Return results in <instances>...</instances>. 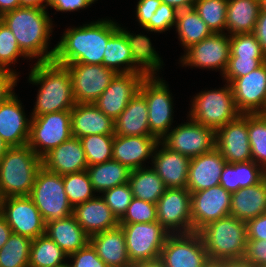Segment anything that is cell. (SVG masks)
Instances as JSON below:
<instances>
[{"label":"cell","instance_id":"cell-1","mask_svg":"<svg viewBox=\"0 0 266 267\" xmlns=\"http://www.w3.org/2000/svg\"><path fill=\"white\" fill-rule=\"evenodd\" d=\"M119 29L111 19H100L80 27L68 28L56 44L53 61L103 65L104 50L109 38Z\"/></svg>","mask_w":266,"mask_h":267},{"label":"cell","instance_id":"cell-2","mask_svg":"<svg viewBox=\"0 0 266 267\" xmlns=\"http://www.w3.org/2000/svg\"><path fill=\"white\" fill-rule=\"evenodd\" d=\"M1 18L28 59L37 58L38 63L53 61L56 46L47 50L53 23L46 9L19 7Z\"/></svg>","mask_w":266,"mask_h":267},{"label":"cell","instance_id":"cell-3","mask_svg":"<svg viewBox=\"0 0 266 267\" xmlns=\"http://www.w3.org/2000/svg\"><path fill=\"white\" fill-rule=\"evenodd\" d=\"M29 83L40 85L30 117L46 113L71 111L76 102L68 69L54 61L36 62L29 74Z\"/></svg>","mask_w":266,"mask_h":267},{"label":"cell","instance_id":"cell-4","mask_svg":"<svg viewBox=\"0 0 266 267\" xmlns=\"http://www.w3.org/2000/svg\"><path fill=\"white\" fill-rule=\"evenodd\" d=\"M41 167V158L28 145L10 147L0 159L3 197L29 196Z\"/></svg>","mask_w":266,"mask_h":267},{"label":"cell","instance_id":"cell-5","mask_svg":"<svg viewBox=\"0 0 266 267\" xmlns=\"http://www.w3.org/2000/svg\"><path fill=\"white\" fill-rule=\"evenodd\" d=\"M210 261L241 259L246 252V222L232 215L218 219L198 232Z\"/></svg>","mask_w":266,"mask_h":267},{"label":"cell","instance_id":"cell-6","mask_svg":"<svg viewBox=\"0 0 266 267\" xmlns=\"http://www.w3.org/2000/svg\"><path fill=\"white\" fill-rule=\"evenodd\" d=\"M224 88L201 91L191 103L189 119L217 132L223 125L236 119L241 113L237 110L231 85Z\"/></svg>","mask_w":266,"mask_h":267},{"label":"cell","instance_id":"cell-7","mask_svg":"<svg viewBox=\"0 0 266 267\" xmlns=\"http://www.w3.org/2000/svg\"><path fill=\"white\" fill-rule=\"evenodd\" d=\"M28 197L38 208L45 224L73 214V208L65 193L62 175L49 172L43 167L38 171Z\"/></svg>","mask_w":266,"mask_h":267},{"label":"cell","instance_id":"cell-8","mask_svg":"<svg viewBox=\"0 0 266 267\" xmlns=\"http://www.w3.org/2000/svg\"><path fill=\"white\" fill-rule=\"evenodd\" d=\"M71 137L70 111L52 112L31 117L28 146L40 158Z\"/></svg>","mask_w":266,"mask_h":267},{"label":"cell","instance_id":"cell-9","mask_svg":"<svg viewBox=\"0 0 266 267\" xmlns=\"http://www.w3.org/2000/svg\"><path fill=\"white\" fill-rule=\"evenodd\" d=\"M119 225L123 229L131 265L159 259L170 233L158 221Z\"/></svg>","mask_w":266,"mask_h":267},{"label":"cell","instance_id":"cell-10","mask_svg":"<svg viewBox=\"0 0 266 267\" xmlns=\"http://www.w3.org/2000/svg\"><path fill=\"white\" fill-rule=\"evenodd\" d=\"M163 81L156 75L145 77L139 89L148 106L150 132L159 141L171 130L174 113L172 95Z\"/></svg>","mask_w":266,"mask_h":267},{"label":"cell","instance_id":"cell-11","mask_svg":"<svg viewBox=\"0 0 266 267\" xmlns=\"http://www.w3.org/2000/svg\"><path fill=\"white\" fill-rule=\"evenodd\" d=\"M159 259L164 267H205L210 262L198 232L169 234Z\"/></svg>","mask_w":266,"mask_h":267},{"label":"cell","instance_id":"cell-12","mask_svg":"<svg viewBox=\"0 0 266 267\" xmlns=\"http://www.w3.org/2000/svg\"><path fill=\"white\" fill-rule=\"evenodd\" d=\"M70 74L76 103L93 104L117 74L100 64L70 63L64 65Z\"/></svg>","mask_w":266,"mask_h":267},{"label":"cell","instance_id":"cell-13","mask_svg":"<svg viewBox=\"0 0 266 267\" xmlns=\"http://www.w3.org/2000/svg\"><path fill=\"white\" fill-rule=\"evenodd\" d=\"M170 130L161 142L170 150L194 158L216 147V132L192 119Z\"/></svg>","mask_w":266,"mask_h":267},{"label":"cell","instance_id":"cell-14","mask_svg":"<svg viewBox=\"0 0 266 267\" xmlns=\"http://www.w3.org/2000/svg\"><path fill=\"white\" fill-rule=\"evenodd\" d=\"M158 222L170 233H190L191 193L187 188H166L156 204Z\"/></svg>","mask_w":266,"mask_h":267},{"label":"cell","instance_id":"cell-15","mask_svg":"<svg viewBox=\"0 0 266 267\" xmlns=\"http://www.w3.org/2000/svg\"><path fill=\"white\" fill-rule=\"evenodd\" d=\"M228 33H212L199 43L184 50L180 62L184 66L220 69L225 73L230 56V35Z\"/></svg>","mask_w":266,"mask_h":267},{"label":"cell","instance_id":"cell-16","mask_svg":"<svg viewBox=\"0 0 266 267\" xmlns=\"http://www.w3.org/2000/svg\"><path fill=\"white\" fill-rule=\"evenodd\" d=\"M231 193L221 185L191 193L193 232L207 224L230 215Z\"/></svg>","mask_w":266,"mask_h":267},{"label":"cell","instance_id":"cell-17","mask_svg":"<svg viewBox=\"0 0 266 267\" xmlns=\"http://www.w3.org/2000/svg\"><path fill=\"white\" fill-rule=\"evenodd\" d=\"M12 233L35 239L45 234L46 224L28 196L4 198L2 213Z\"/></svg>","mask_w":266,"mask_h":267},{"label":"cell","instance_id":"cell-18","mask_svg":"<svg viewBox=\"0 0 266 267\" xmlns=\"http://www.w3.org/2000/svg\"><path fill=\"white\" fill-rule=\"evenodd\" d=\"M235 106L241 114H266V62L230 83Z\"/></svg>","mask_w":266,"mask_h":267},{"label":"cell","instance_id":"cell-19","mask_svg":"<svg viewBox=\"0 0 266 267\" xmlns=\"http://www.w3.org/2000/svg\"><path fill=\"white\" fill-rule=\"evenodd\" d=\"M144 78L141 73H117L93 104L115 121L129 101L138 94Z\"/></svg>","mask_w":266,"mask_h":267},{"label":"cell","instance_id":"cell-20","mask_svg":"<svg viewBox=\"0 0 266 267\" xmlns=\"http://www.w3.org/2000/svg\"><path fill=\"white\" fill-rule=\"evenodd\" d=\"M216 148L227 163L252 161L247 114H240L216 132Z\"/></svg>","mask_w":266,"mask_h":267},{"label":"cell","instance_id":"cell-21","mask_svg":"<svg viewBox=\"0 0 266 267\" xmlns=\"http://www.w3.org/2000/svg\"><path fill=\"white\" fill-rule=\"evenodd\" d=\"M14 94L0 104V137L9 147L28 145L31 118H26L22 103Z\"/></svg>","mask_w":266,"mask_h":267},{"label":"cell","instance_id":"cell-22","mask_svg":"<svg viewBox=\"0 0 266 267\" xmlns=\"http://www.w3.org/2000/svg\"><path fill=\"white\" fill-rule=\"evenodd\" d=\"M159 145H162L160 147L161 149H159ZM152 163V168L163 180L166 188L187 187L190 163L189 157L170 150L159 141L153 153Z\"/></svg>","mask_w":266,"mask_h":267},{"label":"cell","instance_id":"cell-23","mask_svg":"<svg viewBox=\"0 0 266 267\" xmlns=\"http://www.w3.org/2000/svg\"><path fill=\"white\" fill-rule=\"evenodd\" d=\"M42 167L59 175L87 170L88 164L79 138L71 137L41 158Z\"/></svg>","mask_w":266,"mask_h":267},{"label":"cell","instance_id":"cell-24","mask_svg":"<svg viewBox=\"0 0 266 267\" xmlns=\"http://www.w3.org/2000/svg\"><path fill=\"white\" fill-rule=\"evenodd\" d=\"M226 163L216 147L191 158L186 188L192 193L220 185L221 173Z\"/></svg>","mask_w":266,"mask_h":267},{"label":"cell","instance_id":"cell-25","mask_svg":"<svg viewBox=\"0 0 266 267\" xmlns=\"http://www.w3.org/2000/svg\"><path fill=\"white\" fill-rule=\"evenodd\" d=\"M158 142L154 136L114 135L112 159L130 170L142 168L144 161L152 159Z\"/></svg>","mask_w":266,"mask_h":267},{"label":"cell","instance_id":"cell-26","mask_svg":"<svg viewBox=\"0 0 266 267\" xmlns=\"http://www.w3.org/2000/svg\"><path fill=\"white\" fill-rule=\"evenodd\" d=\"M71 112L72 136L114 135V120L106 116L94 104L76 103Z\"/></svg>","mask_w":266,"mask_h":267},{"label":"cell","instance_id":"cell-27","mask_svg":"<svg viewBox=\"0 0 266 267\" xmlns=\"http://www.w3.org/2000/svg\"><path fill=\"white\" fill-rule=\"evenodd\" d=\"M73 216L89 236L119 226V220L101 196L75 206Z\"/></svg>","mask_w":266,"mask_h":267},{"label":"cell","instance_id":"cell-28","mask_svg":"<svg viewBox=\"0 0 266 267\" xmlns=\"http://www.w3.org/2000/svg\"><path fill=\"white\" fill-rule=\"evenodd\" d=\"M90 244L108 267H131L122 227L90 236Z\"/></svg>","mask_w":266,"mask_h":267},{"label":"cell","instance_id":"cell-29","mask_svg":"<svg viewBox=\"0 0 266 267\" xmlns=\"http://www.w3.org/2000/svg\"><path fill=\"white\" fill-rule=\"evenodd\" d=\"M148 114L146 99L138 92L115 119L114 135L153 136L149 128Z\"/></svg>","mask_w":266,"mask_h":267},{"label":"cell","instance_id":"cell-30","mask_svg":"<svg viewBox=\"0 0 266 267\" xmlns=\"http://www.w3.org/2000/svg\"><path fill=\"white\" fill-rule=\"evenodd\" d=\"M45 234L68 256L90 243V236L76 222L73 214L46 223Z\"/></svg>","mask_w":266,"mask_h":267},{"label":"cell","instance_id":"cell-31","mask_svg":"<svg viewBox=\"0 0 266 267\" xmlns=\"http://www.w3.org/2000/svg\"><path fill=\"white\" fill-rule=\"evenodd\" d=\"M264 213H266V177L254 186L232 193L230 215L247 222Z\"/></svg>","mask_w":266,"mask_h":267},{"label":"cell","instance_id":"cell-32","mask_svg":"<svg viewBox=\"0 0 266 267\" xmlns=\"http://www.w3.org/2000/svg\"><path fill=\"white\" fill-rule=\"evenodd\" d=\"M125 34L134 64V73H141L145 77H154L163 65L161 57L152 47L150 38L142 34H133L119 26Z\"/></svg>","mask_w":266,"mask_h":267},{"label":"cell","instance_id":"cell-33","mask_svg":"<svg viewBox=\"0 0 266 267\" xmlns=\"http://www.w3.org/2000/svg\"><path fill=\"white\" fill-rule=\"evenodd\" d=\"M259 12V0H228L225 30L230 36L253 33Z\"/></svg>","mask_w":266,"mask_h":267},{"label":"cell","instance_id":"cell-34","mask_svg":"<svg viewBox=\"0 0 266 267\" xmlns=\"http://www.w3.org/2000/svg\"><path fill=\"white\" fill-rule=\"evenodd\" d=\"M89 179L95 192L102 193L108 189L129 182L130 170L116 160H109L87 168Z\"/></svg>","mask_w":266,"mask_h":267},{"label":"cell","instance_id":"cell-35","mask_svg":"<svg viewBox=\"0 0 266 267\" xmlns=\"http://www.w3.org/2000/svg\"><path fill=\"white\" fill-rule=\"evenodd\" d=\"M129 185L133 197L157 204L164 194L166 186L156 171L151 167H142L132 170L129 177Z\"/></svg>","mask_w":266,"mask_h":267},{"label":"cell","instance_id":"cell-36","mask_svg":"<svg viewBox=\"0 0 266 267\" xmlns=\"http://www.w3.org/2000/svg\"><path fill=\"white\" fill-rule=\"evenodd\" d=\"M103 65L116 73H134L130 46L125 34L120 29L109 38L106 44Z\"/></svg>","mask_w":266,"mask_h":267},{"label":"cell","instance_id":"cell-37","mask_svg":"<svg viewBox=\"0 0 266 267\" xmlns=\"http://www.w3.org/2000/svg\"><path fill=\"white\" fill-rule=\"evenodd\" d=\"M68 255L46 234L32 239L28 267H67Z\"/></svg>","mask_w":266,"mask_h":267},{"label":"cell","instance_id":"cell-38","mask_svg":"<svg viewBox=\"0 0 266 267\" xmlns=\"http://www.w3.org/2000/svg\"><path fill=\"white\" fill-rule=\"evenodd\" d=\"M175 27L185 50L212 34L194 8L178 11Z\"/></svg>","mask_w":266,"mask_h":267},{"label":"cell","instance_id":"cell-39","mask_svg":"<svg viewBox=\"0 0 266 267\" xmlns=\"http://www.w3.org/2000/svg\"><path fill=\"white\" fill-rule=\"evenodd\" d=\"M32 239L12 233L0 249V267H28Z\"/></svg>","mask_w":266,"mask_h":267},{"label":"cell","instance_id":"cell-40","mask_svg":"<svg viewBox=\"0 0 266 267\" xmlns=\"http://www.w3.org/2000/svg\"><path fill=\"white\" fill-rule=\"evenodd\" d=\"M252 161L266 171V114H247Z\"/></svg>","mask_w":266,"mask_h":267},{"label":"cell","instance_id":"cell-41","mask_svg":"<svg viewBox=\"0 0 266 267\" xmlns=\"http://www.w3.org/2000/svg\"><path fill=\"white\" fill-rule=\"evenodd\" d=\"M228 0H196L194 10L212 33H225Z\"/></svg>","mask_w":266,"mask_h":267},{"label":"cell","instance_id":"cell-42","mask_svg":"<svg viewBox=\"0 0 266 267\" xmlns=\"http://www.w3.org/2000/svg\"><path fill=\"white\" fill-rule=\"evenodd\" d=\"M62 177L65 193L72 208L95 197L96 192L86 170L64 174Z\"/></svg>","mask_w":266,"mask_h":267},{"label":"cell","instance_id":"cell-43","mask_svg":"<svg viewBox=\"0 0 266 267\" xmlns=\"http://www.w3.org/2000/svg\"><path fill=\"white\" fill-rule=\"evenodd\" d=\"M114 135H87L80 138L88 166L112 159Z\"/></svg>","mask_w":266,"mask_h":267},{"label":"cell","instance_id":"cell-44","mask_svg":"<svg viewBox=\"0 0 266 267\" xmlns=\"http://www.w3.org/2000/svg\"><path fill=\"white\" fill-rule=\"evenodd\" d=\"M251 59H266L259 41L253 33L235 34L230 36V56Z\"/></svg>","mask_w":266,"mask_h":267},{"label":"cell","instance_id":"cell-45","mask_svg":"<svg viewBox=\"0 0 266 267\" xmlns=\"http://www.w3.org/2000/svg\"><path fill=\"white\" fill-rule=\"evenodd\" d=\"M22 56L27 58L19 48L17 40L15 39L14 34L8 28V26L0 22V69L11 70L8 66L13 63H16L17 59Z\"/></svg>","mask_w":266,"mask_h":267},{"label":"cell","instance_id":"cell-46","mask_svg":"<svg viewBox=\"0 0 266 267\" xmlns=\"http://www.w3.org/2000/svg\"><path fill=\"white\" fill-rule=\"evenodd\" d=\"M158 221L156 204L133 197L119 224L152 223Z\"/></svg>","mask_w":266,"mask_h":267},{"label":"cell","instance_id":"cell-47","mask_svg":"<svg viewBox=\"0 0 266 267\" xmlns=\"http://www.w3.org/2000/svg\"><path fill=\"white\" fill-rule=\"evenodd\" d=\"M101 196L113 214L120 220L126 213L133 198L129 183L102 192Z\"/></svg>","mask_w":266,"mask_h":267},{"label":"cell","instance_id":"cell-48","mask_svg":"<svg viewBox=\"0 0 266 267\" xmlns=\"http://www.w3.org/2000/svg\"><path fill=\"white\" fill-rule=\"evenodd\" d=\"M177 14L178 11L175 8L161 3L150 21L143 28L150 32H165L176 25Z\"/></svg>","mask_w":266,"mask_h":267},{"label":"cell","instance_id":"cell-49","mask_svg":"<svg viewBox=\"0 0 266 267\" xmlns=\"http://www.w3.org/2000/svg\"><path fill=\"white\" fill-rule=\"evenodd\" d=\"M266 59H251L246 57H229L228 65L222 77L230 83L233 79L245 76L263 63Z\"/></svg>","mask_w":266,"mask_h":267},{"label":"cell","instance_id":"cell-50","mask_svg":"<svg viewBox=\"0 0 266 267\" xmlns=\"http://www.w3.org/2000/svg\"><path fill=\"white\" fill-rule=\"evenodd\" d=\"M239 189L254 186L266 177V171L254 161L238 163Z\"/></svg>","mask_w":266,"mask_h":267},{"label":"cell","instance_id":"cell-51","mask_svg":"<svg viewBox=\"0 0 266 267\" xmlns=\"http://www.w3.org/2000/svg\"><path fill=\"white\" fill-rule=\"evenodd\" d=\"M72 263L67 267H108L97 255L96 250L89 243L86 247L79 249L68 256Z\"/></svg>","mask_w":266,"mask_h":267},{"label":"cell","instance_id":"cell-52","mask_svg":"<svg viewBox=\"0 0 266 267\" xmlns=\"http://www.w3.org/2000/svg\"><path fill=\"white\" fill-rule=\"evenodd\" d=\"M243 258L256 267L266 265V240H247Z\"/></svg>","mask_w":266,"mask_h":267},{"label":"cell","instance_id":"cell-53","mask_svg":"<svg viewBox=\"0 0 266 267\" xmlns=\"http://www.w3.org/2000/svg\"><path fill=\"white\" fill-rule=\"evenodd\" d=\"M17 80V72L0 69V104L15 94L14 87L17 85Z\"/></svg>","mask_w":266,"mask_h":267},{"label":"cell","instance_id":"cell-54","mask_svg":"<svg viewBox=\"0 0 266 267\" xmlns=\"http://www.w3.org/2000/svg\"><path fill=\"white\" fill-rule=\"evenodd\" d=\"M220 185L229 193L239 190L238 163H226L221 173Z\"/></svg>","mask_w":266,"mask_h":267},{"label":"cell","instance_id":"cell-55","mask_svg":"<svg viewBox=\"0 0 266 267\" xmlns=\"http://www.w3.org/2000/svg\"><path fill=\"white\" fill-rule=\"evenodd\" d=\"M161 0H139L136 6L137 21L144 27L161 5Z\"/></svg>","mask_w":266,"mask_h":267},{"label":"cell","instance_id":"cell-56","mask_svg":"<svg viewBox=\"0 0 266 267\" xmlns=\"http://www.w3.org/2000/svg\"><path fill=\"white\" fill-rule=\"evenodd\" d=\"M247 240H266V213L246 222Z\"/></svg>","mask_w":266,"mask_h":267},{"label":"cell","instance_id":"cell-57","mask_svg":"<svg viewBox=\"0 0 266 267\" xmlns=\"http://www.w3.org/2000/svg\"><path fill=\"white\" fill-rule=\"evenodd\" d=\"M97 0H47V6L60 12L82 10Z\"/></svg>","mask_w":266,"mask_h":267},{"label":"cell","instance_id":"cell-58","mask_svg":"<svg viewBox=\"0 0 266 267\" xmlns=\"http://www.w3.org/2000/svg\"><path fill=\"white\" fill-rule=\"evenodd\" d=\"M253 34L266 55V10H260Z\"/></svg>","mask_w":266,"mask_h":267},{"label":"cell","instance_id":"cell-59","mask_svg":"<svg viewBox=\"0 0 266 267\" xmlns=\"http://www.w3.org/2000/svg\"><path fill=\"white\" fill-rule=\"evenodd\" d=\"M195 1L196 0H161L162 3L170 5L177 11L193 8Z\"/></svg>","mask_w":266,"mask_h":267},{"label":"cell","instance_id":"cell-60","mask_svg":"<svg viewBox=\"0 0 266 267\" xmlns=\"http://www.w3.org/2000/svg\"><path fill=\"white\" fill-rule=\"evenodd\" d=\"M12 230L8 223L5 221V218L0 214V249L8 241Z\"/></svg>","mask_w":266,"mask_h":267},{"label":"cell","instance_id":"cell-61","mask_svg":"<svg viewBox=\"0 0 266 267\" xmlns=\"http://www.w3.org/2000/svg\"><path fill=\"white\" fill-rule=\"evenodd\" d=\"M224 267H256L244 258L241 259H224L219 261Z\"/></svg>","mask_w":266,"mask_h":267},{"label":"cell","instance_id":"cell-62","mask_svg":"<svg viewBox=\"0 0 266 267\" xmlns=\"http://www.w3.org/2000/svg\"><path fill=\"white\" fill-rule=\"evenodd\" d=\"M20 7V0H0V16Z\"/></svg>","mask_w":266,"mask_h":267},{"label":"cell","instance_id":"cell-63","mask_svg":"<svg viewBox=\"0 0 266 267\" xmlns=\"http://www.w3.org/2000/svg\"><path fill=\"white\" fill-rule=\"evenodd\" d=\"M20 7L47 8V0H20Z\"/></svg>","mask_w":266,"mask_h":267},{"label":"cell","instance_id":"cell-64","mask_svg":"<svg viewBox=\"0 0 266 267\" xmlns=\"http://www.w3.org/2000/svg\"><path fill=\"white\" fill-rule=\"evenodd\" d=\"M131 267H164V265L160 259H155L152 261L138 262Z\"/></svg>","mask_w":266,"mask_h":267},{"label":"cell","instance_id":"cell-65","mask_svg":"<svg viewBox=\"0 0 266 267\" xmlns=\"http://www.w3.org/2000/svg\"><path fill=\"white\" fill-rule=\"evenodd\" d=\"M10 147L0 137V159L5 155Z\"/></svg>","mask_w":266,"mask_h":267},{"label":"cell","instance_id":"cell-66","mask_svg":"<svg viewBox=\"0 0 266 267\" xmlns=\"http://www.w3.org/2000/svg\"><path fill=\"white\" fill-rule=\"evenodd\" d=\"M205 267H224L219 261H210Z\"/></svg>","mask_w":266,"mask_h":267},{"label":"cell","instance_id":"cell-67","mask_svg":"<svg viewBox=\"0 0 266 267\" xmlns=\"http://www.w3.org/2000/svg\"><path fill=\"white\" fill-rule=\"evenodd\" d=\"M260 10H266V0H259Z\"/></svg>","mask_w":266,"mask_h":267},{"label":"cell","instance_id":"cell-68","mask_svg":"<svg viewBox=\"0 0 266 267\" xmlns=\"http://www.w3.org/2000/svg\"><path fill=\"white\" fill-rule=\"evenodd\" d=\"M3 201H4V197H3L2 192L0 190V214L2 213Z\"/></svg>","mask_w":266,"mask_h":267}]
</instances>
